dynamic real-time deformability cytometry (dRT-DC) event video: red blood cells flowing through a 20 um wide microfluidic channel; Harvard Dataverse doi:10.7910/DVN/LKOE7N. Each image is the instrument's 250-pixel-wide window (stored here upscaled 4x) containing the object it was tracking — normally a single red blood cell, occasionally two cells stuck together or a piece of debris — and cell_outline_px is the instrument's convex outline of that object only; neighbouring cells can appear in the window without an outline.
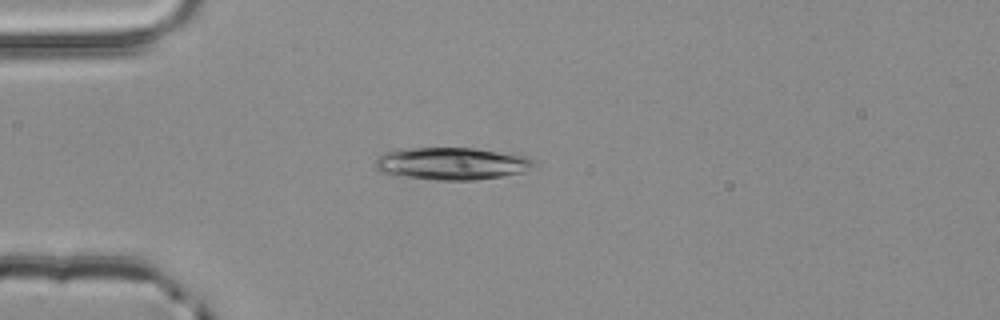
{"species": "common noctule bat (a hibernating species)", "species_latin": "Nyctalus noctula", "temperature_condition": "room temperature", "stored_images_in_passage": 1, "camera_frame_rate_fps": 3000, "um_per_image_px": 0.085, "animal": {"sex": "male", "body_mass_g": 20.4}, "frame": {"image": 1, "passage_image": 1, "time_ms": 0.0, "image_size_px": [1000, 320], "cell_outline_px": [[540, 164], [524, 172], [476, 180], [436, 180], [388, 176], [380, 172], [376, 168], [376, 160], [384, 152], [396, 148], [476, 148], [528, 156], [536, 160]], "centroid_in_image_um": [38.4, 13.91], "position_along_channel_um": 46.6, "area_um2": 30.69}}